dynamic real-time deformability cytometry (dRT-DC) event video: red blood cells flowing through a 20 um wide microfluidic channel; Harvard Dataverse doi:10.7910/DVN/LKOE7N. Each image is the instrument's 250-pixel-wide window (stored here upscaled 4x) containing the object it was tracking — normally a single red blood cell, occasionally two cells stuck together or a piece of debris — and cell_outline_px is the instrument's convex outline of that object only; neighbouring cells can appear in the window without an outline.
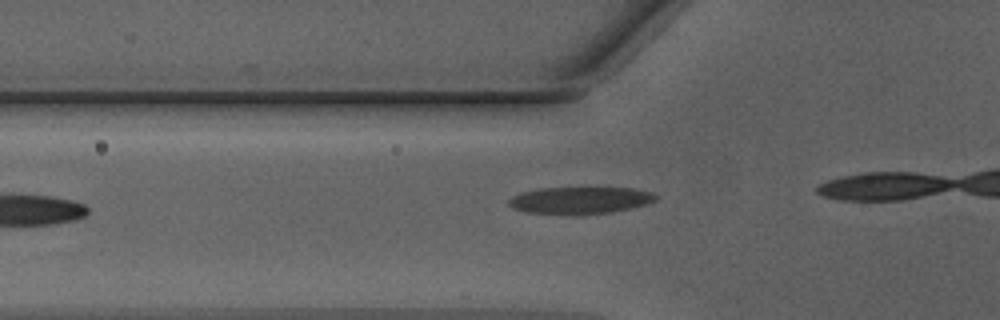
{"species": "Egyptian fruit bat (a non-hibernating species)", "species_latin": "Rousettus aegyptiacus", "temperature_condition": "warm", "stored_images_in_passage": 8, "camera_frame_rate_fps": 3000, "um_per_image_px": 0.085, "animal": {"sex": "male"}, "frame": {"image": 1, "passage_image": 3, "time_ms": 0.667, "image_size_px": [1000, 320], "cell_outline_px": [[660, 196], [656, 200], [644, 204], [612, 212], [576, 216], [564, 216], [524, 212], [512, 208], [508, 204], [508, 200], [512, 196], [520, 192], [540, 188], [632, 188], [652, 192]], "centroid_in_image_um": [49.24, 17.05], "position_along_channel_um": 76.6, "area_um2": 23.7}}
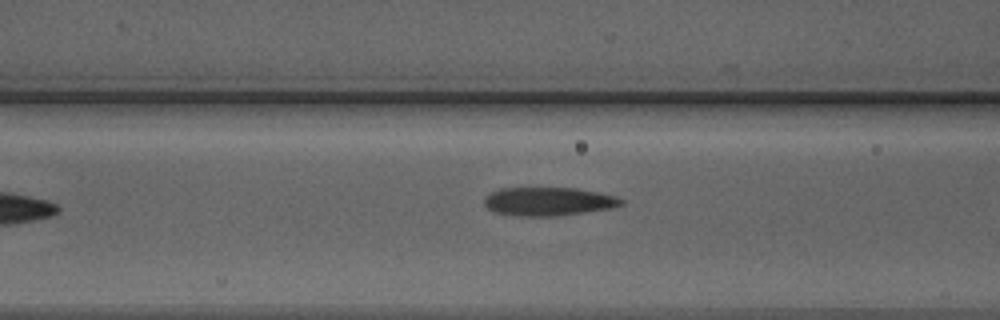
{"frame": {"image": 2, "passage_image": 6, "time_ms": 1.667, "image_size_px": [1000, 320], "cell_outline_px": [[624, 204], [612, 208], [556, 216], [516, 216], [492, 212], [484, 204], [484, 196], [500, 188], [576, 188], [600, 192], [616, 196], [624, 200]], "centroid_in_image_um": [46.61, 17.12], "position_along_channel_um": 120.0, "area_um2": 22.95}}